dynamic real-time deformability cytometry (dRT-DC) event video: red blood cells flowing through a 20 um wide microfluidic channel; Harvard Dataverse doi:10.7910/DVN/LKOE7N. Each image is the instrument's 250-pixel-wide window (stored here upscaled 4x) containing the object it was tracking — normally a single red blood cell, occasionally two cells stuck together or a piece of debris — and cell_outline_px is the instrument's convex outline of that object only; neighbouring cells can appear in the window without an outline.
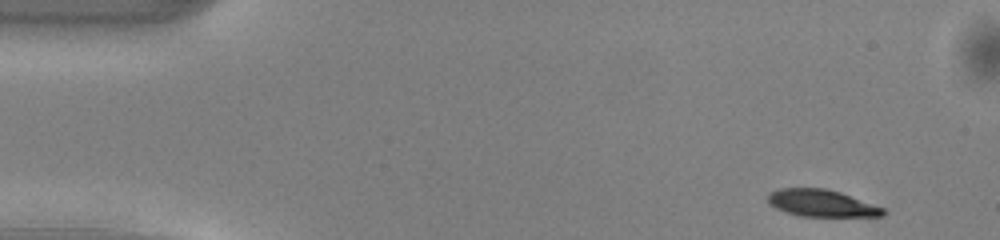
{"species": "common noctule bat (a hibernating species)", "species_latin": "Nyctalus noctula", "temperature_condition": "warm", "stored_images_in_passage": 47, "camera_frame_rate_fps": 3000, "um_per_image_px": 0.085, "animal": {"sex": "male", "body_mass_g": 13.0, "forearm_length_mm": 53.1}, "frame": {"image": 1, "passage_image": 1, "time_ms": 0.0, "image_size_px": [1000, 240], "cell_outline_px": [[888, 212], [880, 216], [800, 216], [776, 208], [768, 200], [768, 196], [772, 192], [780, 188], [824, 188], [840, 192], [884, 208]], "centroid_in_image_um": [69.87, 17.27], "position_along_channel_um": 15.1, "area_um2": 17.8}}
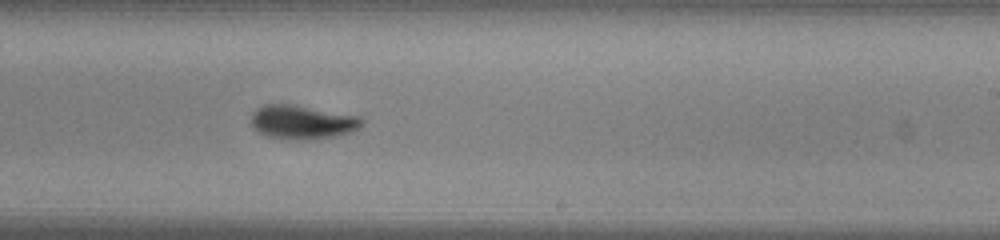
{"frame": {"image": 2, "passage_image": 27, "time_ms": 8.667, "image_size_px": [1000, 240], "cell_outline_px": [[364, 124], [356, 132], [336, 136], [308, 140], [268, 136], [256, 132], [252, 124], [252, 112], [256, 108], [264, 104], [288, 104], [360, 116], [364, 120]], "centroid_in_image_um": [25.74, 10.38], "position_along_channel_um": 263.3, "area_um2": 21.91}}
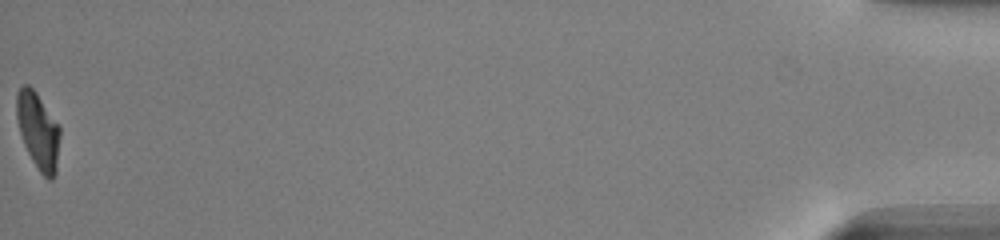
{"frame": {"image": 3, "passage_image": 47, "time_ms": 15.333, "image_size_px": [1000, 240], "cell_outline_px": [[60, 136], [56, 172], [52, 180], [48, 180], [40, 172], [32, 160], [24, 144], [20, 132], [16, 116], [16, 96], [20, 88], [24, 84], [28, 84], [36, 92], [60, 124]], "centroid_in_image_um": [3.26, 11.1], "position_along_channel_um": 431.9, "area_um2": 19.48}, "authors_computed_cell_mechanics": {"area_um2": 20.2878, "velocity_mm_per_s": 4.1296, "shape_relaxation_time_tau1_ms": 2.4257, "shape_relaxation_time_tau2_ms": 1.5112, "deformation_change_tau1": 0.1759, "deformation_change_tau2": 0.0563}}